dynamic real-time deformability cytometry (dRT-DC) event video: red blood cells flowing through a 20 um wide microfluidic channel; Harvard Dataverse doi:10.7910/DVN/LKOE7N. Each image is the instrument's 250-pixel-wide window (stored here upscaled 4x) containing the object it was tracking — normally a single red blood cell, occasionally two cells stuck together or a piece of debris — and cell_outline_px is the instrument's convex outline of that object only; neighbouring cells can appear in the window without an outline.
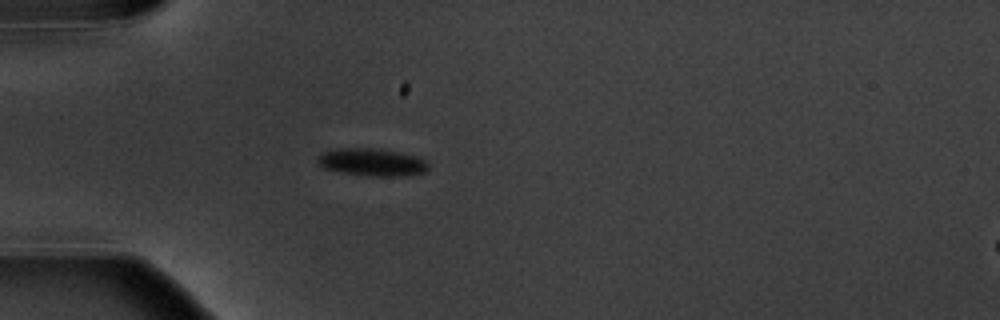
{"species": "common noctule bat (a hibernating species)", "species_latin": "Nyctalus noctula", "temperature_condition": "warm", "stored_images_in_passage": 2, "camera_frame_rate_fps": 3000, "um_per_image_px": 0.085, "animal": {"sex": "male", "body_mass_g": 20.1, "forearm_length_mm": 53.5}, "frame": {"image": 1, "passage_image": 2, "time_ms": 1.0, "image_size_px": [1000, 320], "cell_outline_px": [[428, 168], [424, 172], [400, 176], [368, 176], [344, 172], [324, 168], [316, 160], [316, 156], [320, 152], [332, 148], [380, 148], [400, 152], [416, 156], [424, 160], [428, 164]], "centroid_in_image_um": [31.57, 13.76], "position_along_channel_um": 53.4, "area_um2": 17.92}}